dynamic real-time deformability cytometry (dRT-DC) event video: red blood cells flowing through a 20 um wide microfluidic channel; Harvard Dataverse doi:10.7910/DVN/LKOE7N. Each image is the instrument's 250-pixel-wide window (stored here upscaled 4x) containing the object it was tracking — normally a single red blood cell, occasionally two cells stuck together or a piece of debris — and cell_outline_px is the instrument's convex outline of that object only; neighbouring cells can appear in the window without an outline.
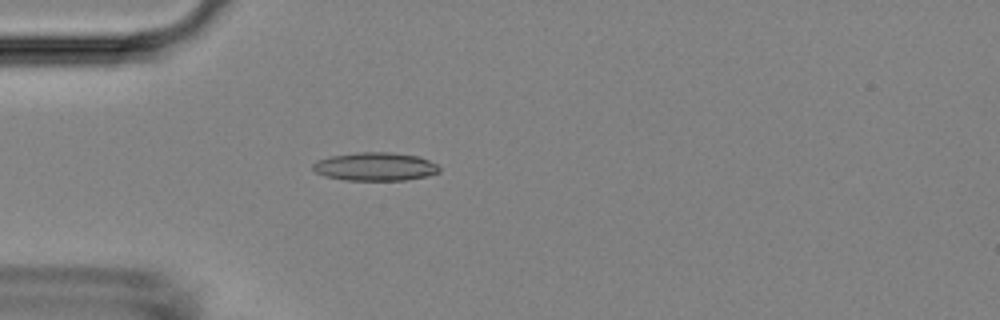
{"species": "Egyptian fruit bat (a non-hibernating species)", "species_latin": "Rousettus aegyptiacus", "temperature_condition": "room temperature", "stored_images_in_passage": 54, "camera_frame_rate_fps": 3000, "um_per_image_px": 0.085, "animal": {"sex": "female"}, "frame": {"image": 1, "passage_image": 16, "time_ms": 5.0, "image_size_px": [1000, 320], "cell_outline_px": [[440, 172], [424, 176], [404, 180], [344, 180], [324, 176], [316, 172], [312, 168], [312, 164], [316, 160], [332, 156], [356, 152], [392, 152], [420, 156], [436, 164], [440, 168]], "centroid_in_image_um": [31.87, 14.15], "position_along_channel_um": 53.1, "area_um2": 20.92}}
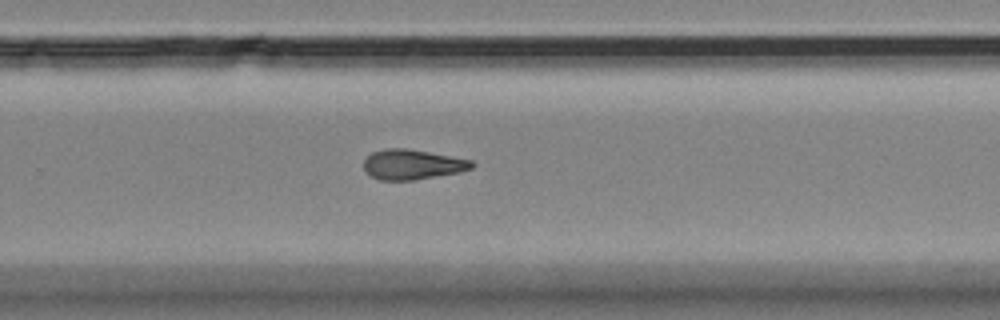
{"frame": {"image": 2, "passage_image": 36, "time_ms": 11.667, "image_size_px": [1000, 320], "cell_outline_px": [[476, 164], [472, 168], [460, 172], [416, 180], [380, 180], [368, 176], [364, 172], [364, 160], [372, 152], [384, 148], [408, 148], [472, 160]], "centroid_in_image_um": [35.03, 13.98], "position_along_channel_um": 294.8, "area_um2": 19.19}}
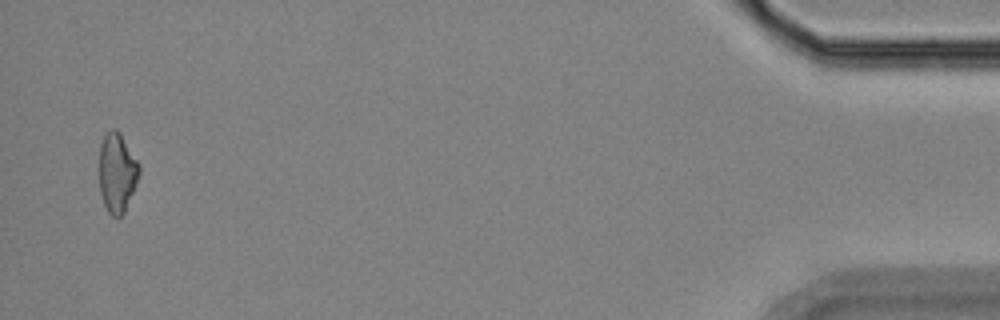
{"frame": {"image": 3, "passage_image": 53, "time_ms": 17.333, "image_size_px": [1000, 320], "cell_outline_px": [[140, 172], [136, 184], [124, 212], [120, 216], [112, 216], [108, 212], [104, 204], [100, 192], [100, 144], [104, 136], [112, 128], [116, 128], [120, 132], [140, 164]], "centroid_in_image_um": [9.96, 14.65], "position_along_channel_um": 425.2, "area_um2": 18.38}, "authors_computed_cell_mechanics": {"area_um2": 19.2763, "velocity_mm_per_s": 3.743, "shape_relaxation_time_tau1_ms": null, "shape_relaxation_time_tau2_ms": 5.1534, "deformation_change_tau1": null, "deformation_change_tau2": 0.1428}}